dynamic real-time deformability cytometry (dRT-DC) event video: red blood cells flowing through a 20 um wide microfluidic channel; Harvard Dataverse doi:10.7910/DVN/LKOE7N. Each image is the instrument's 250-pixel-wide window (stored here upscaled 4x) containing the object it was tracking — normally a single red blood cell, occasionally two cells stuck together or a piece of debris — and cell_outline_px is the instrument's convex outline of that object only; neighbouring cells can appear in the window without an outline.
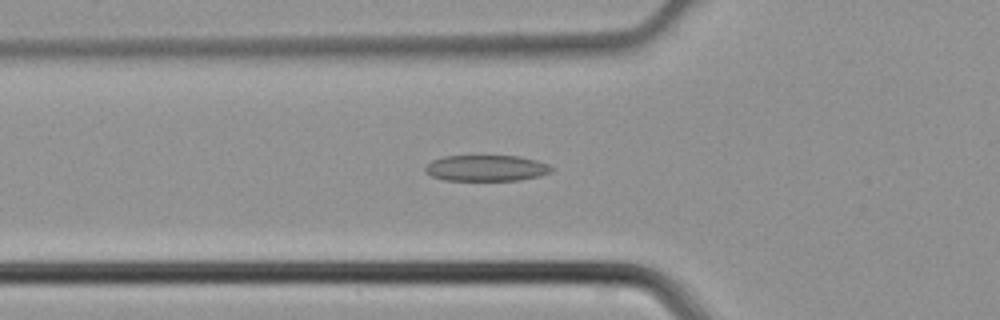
{"species": "common noctule bat (a hibernating species)", "species_latin": "Nyctalus noctula", "temperature_condition": "cold", "stored_images_in_passage": 40, "camera_frame_rate_fps": 3000, "um_per_image_px": 0.085, "animal": {"sex": "male", "body_mass_g": 21.5, "forearm_length_mm": 52.0}, "frame": {"image": 1, "passage_image": 11, "time_ms": 3.333, "image_size_px": [1000, 320], "cell_outline_px": [[552, 172], [540, 176], [520, 180], [444, 180], [432, 176], [424, 172], [424, 168], [432, 160], [444, 156], [520, 156], [536, 160], [548, 164], [552, 168]], "centroid_in_image_um": [41.33, 14.29], "position_along_channel_um": 84.5, "area_um2": 19.19}}
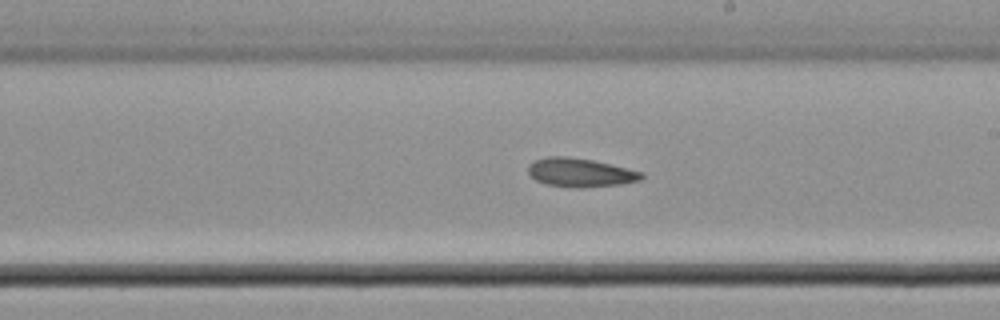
{"frame": {"image": 2, "passage_image": 21, "time_ms": 6.667, "image_size_px": [1000, 320], "cell_outline_px": [[644, 176], [640, 180], [620, 184], [584, 188], [576, 188], [544, 184], [536, 180], [528, 172], [528, 164], [536, 160], [548, 156], [564, 156], [592, 160], [644, 172]], "centroid_in_image_um": [49.32, 14.67], "position_along_channel_um": 239.7, "area_um2": 18.96}}
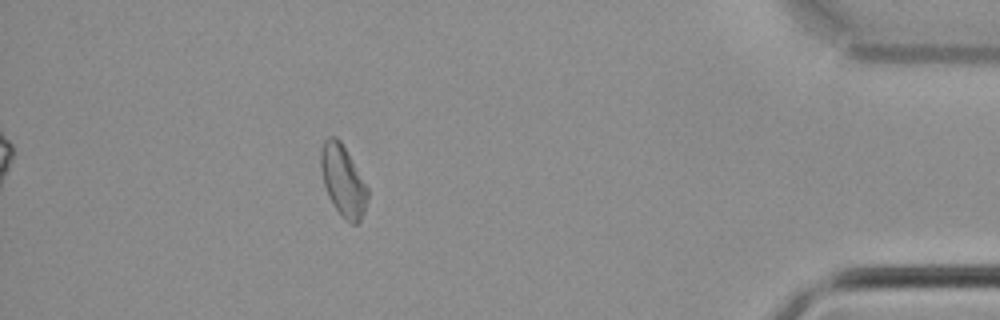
{"frame": {"image": 3, "passage_image": 35, "time_ms": 11.333, "image_size_px": [1000, 320], "cell_outline_px": [[368, 200], [364, 212], [360, 220], [356, 224], [352, 224], [336, 208], [328, 196], [324, 184], [320, 168], [320, 148], [324, 140], [328, 136], [336, 136], [340, 140], [368, 188]], "centroid_in_image_um": [29.14, 15.32], "position_along_channel_um": 406.1, "area_um2": 19.13}}